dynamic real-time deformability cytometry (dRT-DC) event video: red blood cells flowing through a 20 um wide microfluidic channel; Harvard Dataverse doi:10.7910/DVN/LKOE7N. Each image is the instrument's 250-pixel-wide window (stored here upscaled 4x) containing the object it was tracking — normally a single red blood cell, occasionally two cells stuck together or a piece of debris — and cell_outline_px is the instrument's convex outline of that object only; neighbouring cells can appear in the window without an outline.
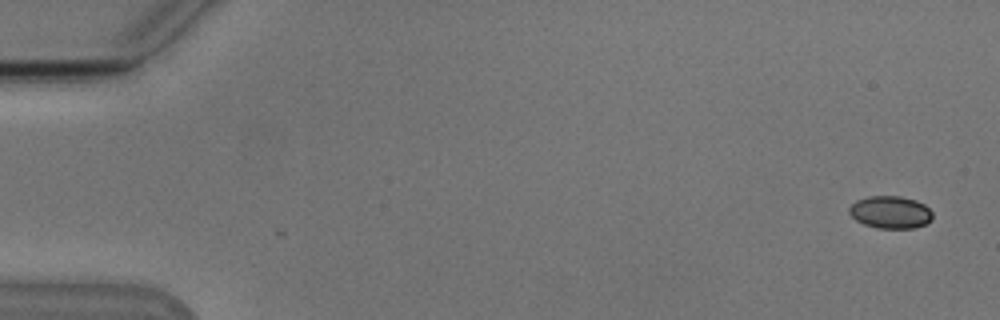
{"species": "Egyptian fruit bat (a non-hibernating species)", "species_latin": "Rousettus aegyptiacus", "temperature_condition": "cold", "stored_images_in_passage": 3, "camera_frame_rate_fps": 3000, "um_per_image_px": 0.085, "animal": {"sex": "male"}, "frame": {"image": 1, "passage_image": 1, "time_ms": 0.0, "image_size_px": [1000, 320], "cell_outline_px": [[932, 220], [916, 228], [876, 228], [864, 224], [856, 220], [848, 212], [848, 208], [856, 200], [868, 196], [900, 196], [916, 200], [924, 204], [932, 212]], "centroid_in_image_um": [75.68, 18.03], "position_along_channel_um": 9.3, "area_um2": 15.84}}